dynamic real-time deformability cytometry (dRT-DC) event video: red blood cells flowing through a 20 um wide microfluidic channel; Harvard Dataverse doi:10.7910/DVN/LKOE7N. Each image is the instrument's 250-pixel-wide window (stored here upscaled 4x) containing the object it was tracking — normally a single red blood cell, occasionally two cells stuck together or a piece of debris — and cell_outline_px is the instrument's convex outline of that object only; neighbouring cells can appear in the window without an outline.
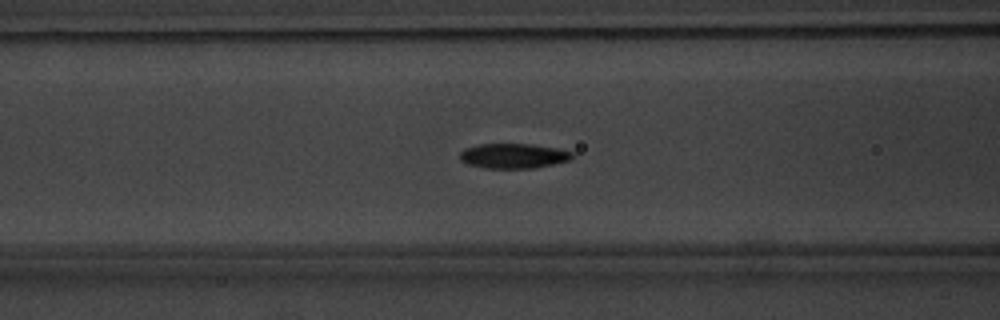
{"species": "common noctule bat (a hibernating species)", "species_latin": "Nyctalus noctula", "temperature_condition": "warm", "stored_images_in_passage": 54, "camera_frame_rate_fps": 3000, "um_per_image_px": 0.085, "animal": {"sex": "male", "body_mass_g": 20.1, "forearm_length_mm": 53.5}, "frame": {"image": 1, "passage_image": 22, "time_ms": 7.0, "image_size_px": [1000, 320], "cell_outline_px": [[572, 160], [532, 168], [484, 168], [468, 164], [460, 160], [460, 152], [464, 148], [480, 144], [532, 144], [560, 148], [572, 152]], "centroid_in_image_um": [43.64, 13.24], "position_along_channel_um": 123.0, "area_um2": 16.36}}
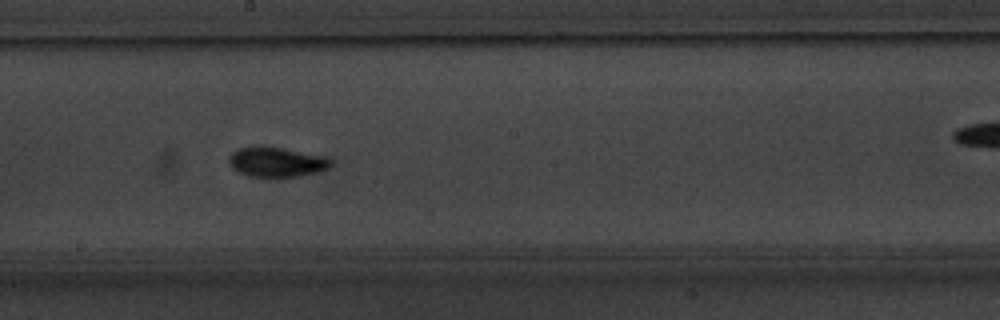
{"frame": {"image": 2, "passage_image": 30, "time_ms": 9.667, "image_size_px": [1000, 320], "cell_outline_px": [[332, 164], [328, 168], [320, 172], [300, 176], [248, 176], [232, 168], [228, 160], [228, 156], [232, 152], [240, 148], [256, 144], [264, 144], [324, 156], [332, 160]], "centroid_in_image_um": [23.49, 13.73], "position_along_channel_um": 224.7, "area_um2": 18.03}}
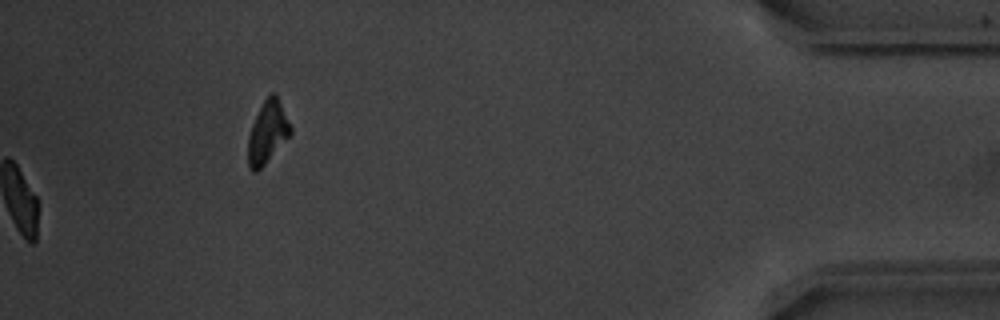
{"frame": {"image": 3, "passage_image": 54, "time_ms": 17.667, "image_size_px": [1000, 320], "cell_outline_px": [[292, 132], [264, 164], [256, 172], [252, 172], [248, 168], [248, 136], [252, 124], [268, 92], [276, 92], [292, 128]], "centroid_in_image_um": [22.73, 11.2], "position_along_channel_um": 412.5, "area_um2": 15.26}, "authors_computed_cell_mechanics": {"area_um2": 16.1262, "velocity_mm_per_s": 3.8154, "shape_relaxation_time_tau1_ms": 2.1508, "shape_relaxation_time_tau2_ms": 1.8953, "deformation_change_tau1": 0.1588, "deformation_change_tau2": 0.0564}}